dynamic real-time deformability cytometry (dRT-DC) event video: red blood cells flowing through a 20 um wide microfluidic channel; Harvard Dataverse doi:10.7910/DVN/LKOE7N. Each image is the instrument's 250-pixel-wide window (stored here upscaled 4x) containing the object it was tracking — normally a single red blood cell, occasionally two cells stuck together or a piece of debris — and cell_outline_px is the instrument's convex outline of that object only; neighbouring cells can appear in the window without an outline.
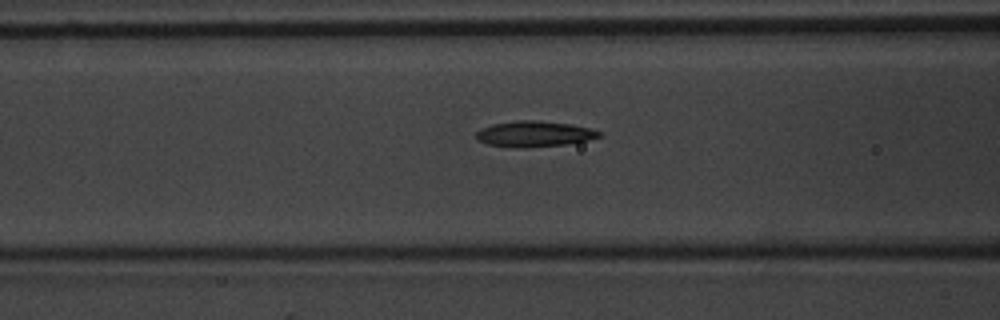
{"species": "common noctule bat (a hibernating species)", "species_latin": "Nyctalus noctula", "temperature_condition": "warm", "stored_images_in_passage": 31, "camera_frame_rate_fps": 3000, "um_per_image_px": 0.085, "animal": {"sex": "male", "body_mass_g": 20.1, "forearm_length_mm": 53.5}, "frame": {"image": 1, "passage_image": 6, "time_ms": 1.667, "image_size_px": [1000, 320], "cell_outline_px": [[604, 136], [588, 140], [564, 144], [524, 148], [516, 148], [488, 144], [476, 140], [476, 132], [480, 128], [492, 124], [516, 120], [536, 120], [572, 124], [588, 128], [600, 132]], "centroid_in_image_um": [45.38, 11.38], "position_along_channel_um": 121.2, "area_um2": 18.55}}
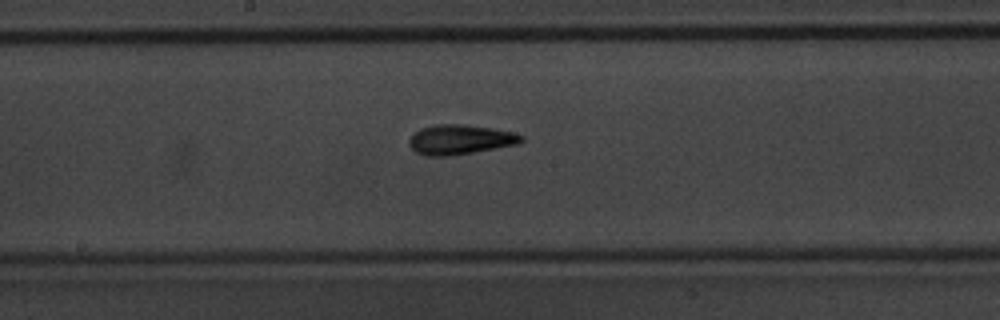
{"frame": {"image": 2, "passage_image": 13, "time_ms": 4.0, "image_size_px": [1000, 320], "cell_outline_px": [[524, 140], [520, 144], [448, 156], [424, 156], [416, 152], [408, 144], [408, 140], [420, 128], [432, 124], [464, 124], [492, 128], [512, 132], [524, 136]], "centroid_in_image_um": [39.1, 11.86], "position_along_channel_um": 209.1, "area_um2": 19.54}}
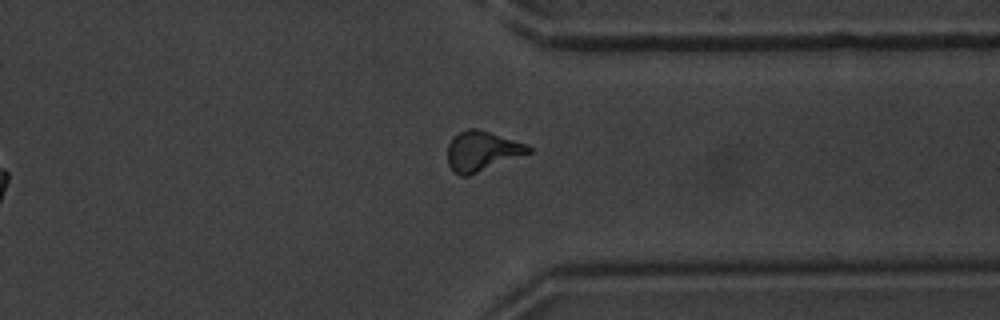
{"frame": {"image": 3, "passage_image": 26, "time_ms": 8.333, "image_size_px": [1000, 320], "cell_outline_px": [[532, 152], [468, 176], [460, 176], [448, 164], [448, 144], [460, 132], [468, 128], [476, 128], [528, 144], [532, 148]], "centroid_in_image_um": [41.0, 12.84], "position_along_channel_um": 370.4, "area_um2": 18.55}, "authors_computed_cell_mechanics": {"area_um2": 17.918, "velocity_mm_per_s": 3.7607, "shape_relaxation_time_tau1_ms": 4.9399, "shape_relaxation_time_tau2_ms": 3.2436, "deformation_change_tau1": 0.1617, "deformation_change_tau2": 0.1209}}